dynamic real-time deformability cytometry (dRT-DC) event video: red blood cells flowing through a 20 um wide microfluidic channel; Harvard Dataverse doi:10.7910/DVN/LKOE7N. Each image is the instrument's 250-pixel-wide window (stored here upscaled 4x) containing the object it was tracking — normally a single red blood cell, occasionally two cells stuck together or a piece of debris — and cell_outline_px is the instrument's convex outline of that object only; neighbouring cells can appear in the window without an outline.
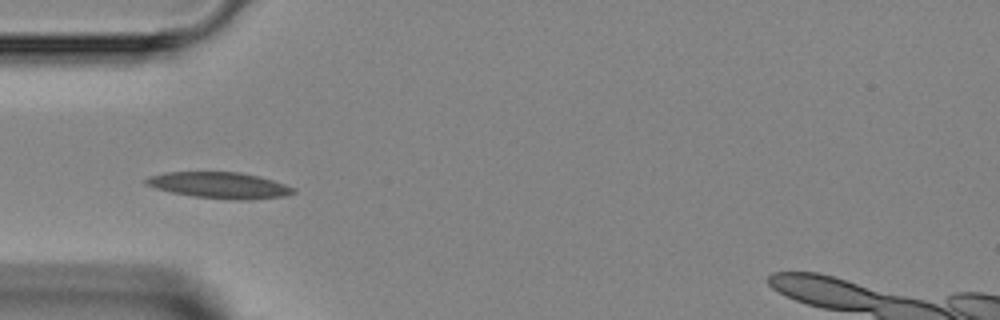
{"species": "Egyptian fruit bat (a non-hibernating species)", "species_latin": "Rousettus aegyptiacus", "temperature_condition": "room temperature", "stored_images_in_passage": 3, "camera_frame_rate_fps": 3000, "um_per_image_px": 0.085, "animal": {"sex": "female"}, "frame": {"image": 1, "passage_image": 3, "time_ms": 3.0, "image_size_px": [1000, 320], "cell_outline_px": [[296, 192], [284, 196], [252, 200], [232, 200], [192, 196], [172, 192], [156, 188], [144, 184], [144, 180], [148, 176], [164, 172], [240, 172], [260, 176], [296, 188]], "centroid_in_image_um": [18.66, 15.75], "position_along_channel_um": 66.3, "area_um2": 22.66}}